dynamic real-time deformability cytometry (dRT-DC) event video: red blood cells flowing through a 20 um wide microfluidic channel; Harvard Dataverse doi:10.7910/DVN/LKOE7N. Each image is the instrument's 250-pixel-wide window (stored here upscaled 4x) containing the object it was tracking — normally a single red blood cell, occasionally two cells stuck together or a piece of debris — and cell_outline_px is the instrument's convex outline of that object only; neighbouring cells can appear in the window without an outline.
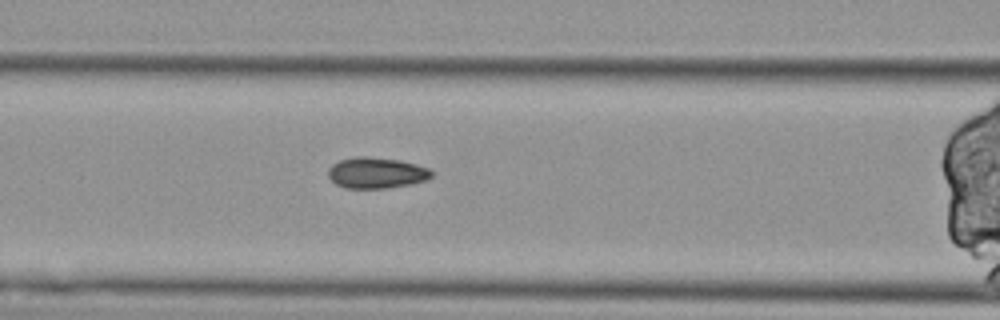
{"species": "Egyptian fruit bat (a non-hibernating species)", "species_latin": "Rousettus aegyptiacus", "temperature_condition": "cold", "stored_images_in_passage": 51, "segment_of_instrument_passage": [2, 3], "camera_frame_rate_fps": 3000, "um_per_image_px": 0.085, "animal": {"sex": "female"}, "frame": {"image": 1, "passage_image": 19, "time_ms": 6.0, "image_size_px": [1000, 320], "cell_outline_px": [[432, 176], [428, 180], [412, 184], [388, 188], [344, 188], [336, 184], [328, 176], [328, 168], [332, 164], [340, 160], [356, 156], [364, 156], [400, 160], [416, 164], [428, 168], [432, 172]], "centroid_in_image_um": [32.0, 14.69], "position_along_channel_um": 134.6, "area_um2": 18.79}}
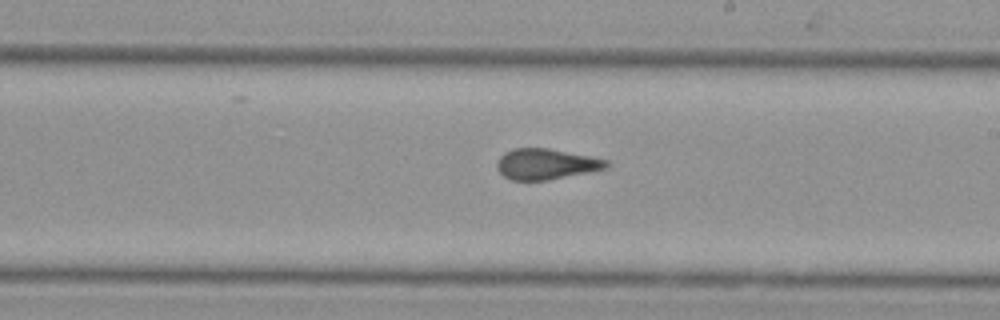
{"frame": {"image": 2, "passage_image": 29, "time_ms": 9.333, "image_size_px": [1000, 320], "cell_outline_px": [[612, 164], [608, 168], [548, 180], [512, 180], [504, 176], [496, 168], [496, 164], [500, 156], [504, 152], [512, 148], [548, 148], [592, 156], [608, 160]], "centroid_in_image_um": [46.43, 13.93], "position_along_channel_um": 242.6, "area_um2": 19.77}}
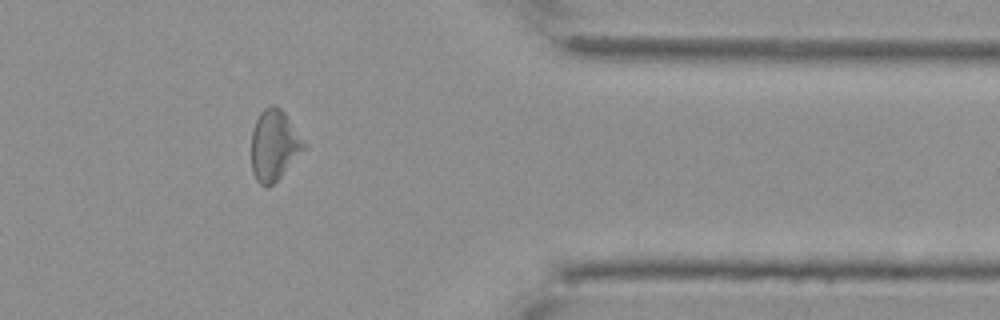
{"frame": {"image": 3, "passage_image": 44, "time_ms": 14.333, "image_size_px": [1000, 320], "cell_outline_px": [[308, 144], [280, 176], [268, 188], [264, 188], [256, 180], [252, 172], [252, 132], [256, 120], [260, 112], [264, 108], [272, 104], [276, 104], [284, 112]], "centroid_in_image_um": [23.3, 12.33], "position_along_channel_um": 388.1, "area_um2": 21.56}}